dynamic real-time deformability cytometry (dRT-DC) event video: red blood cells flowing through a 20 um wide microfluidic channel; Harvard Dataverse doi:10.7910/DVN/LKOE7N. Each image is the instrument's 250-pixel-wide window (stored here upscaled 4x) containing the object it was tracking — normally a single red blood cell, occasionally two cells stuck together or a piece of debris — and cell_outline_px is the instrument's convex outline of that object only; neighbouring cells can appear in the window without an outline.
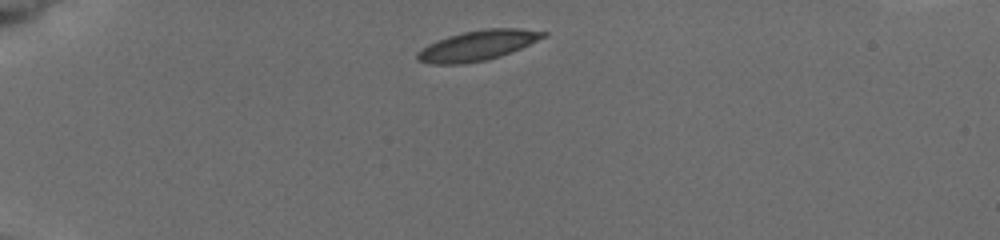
{"species": "common noctule bat (a hibernating species)", "species_latin": "Nyctalus noctula", "temperature_condition": "cold", "stored_images_in_passage": 9, "camera_frame_rate_fps": 3000, "um_per_image_px": 0.085, "animal": {"sex": "female", "body_mass_g": 19.5, "forearm_length_mm": 54.1}, "frame": {"image": 1, "passage_image": 1, "time_ms": 0.0, "image_size_px": [1000, 240], "cell_outline_px": [[548, 36], [520, 48], [500, 56], [488, 60], [460, 64], [432, 64], [416, 60], [416, 52], [428, 44], [436, 40], [448, 36], [464, 32], [484, 28], [520, 28], [548, 32]], "centroid_in_image_um": [40.59, 3.86], "position_along_channel_um": 44.4, "area_um2": 22.2}}
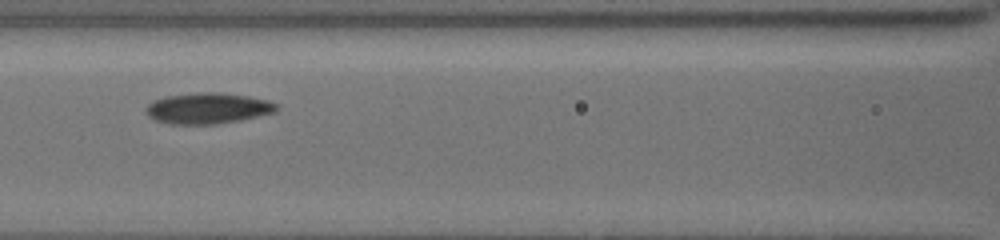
{"frame": {"image": 2, "passage_image": 6, "time_ms": 4.0, "image_size_px": [1000, 240], "cell_outline_px": [[276, 112], [240, 120], [216, 124], [168, 124], [156, 120], [148, 116], [144, 108], [148, 104], [164, 96], [196, 92], [220, 92], [248, 96], [268, 100], [276, 104]], "centroid_in_image_um": [17.64, 9.2], "position_along_channel_um": 149.0, "area_um2": 23.58}}
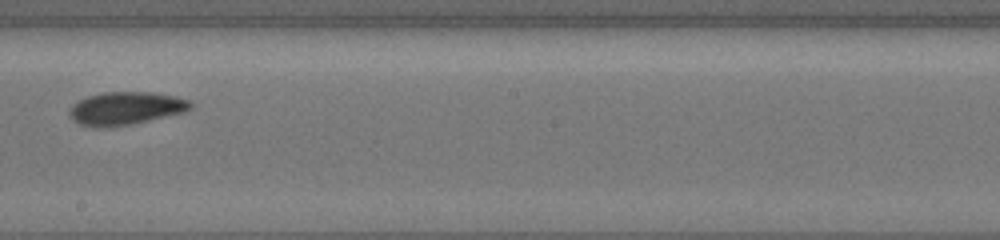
{"frame": {"image": 3, "passage_image": 8, "time_ms": 6.333, "image_size_px": [1000, 240], "cell_outline_px": [[192, 108], [184, 112], [148, 120], [128, 124], [92, 128], [80, 124], [72, 120], [68, 112], [72, 104], [88, 96], [100, 92], [152, 92], [176, 96], [188, 100], [192, 104]], "centroid_in_image_um": [10.65, 9.19], "position_along_channel_um": 237.5, "area_um2": 23.12}}